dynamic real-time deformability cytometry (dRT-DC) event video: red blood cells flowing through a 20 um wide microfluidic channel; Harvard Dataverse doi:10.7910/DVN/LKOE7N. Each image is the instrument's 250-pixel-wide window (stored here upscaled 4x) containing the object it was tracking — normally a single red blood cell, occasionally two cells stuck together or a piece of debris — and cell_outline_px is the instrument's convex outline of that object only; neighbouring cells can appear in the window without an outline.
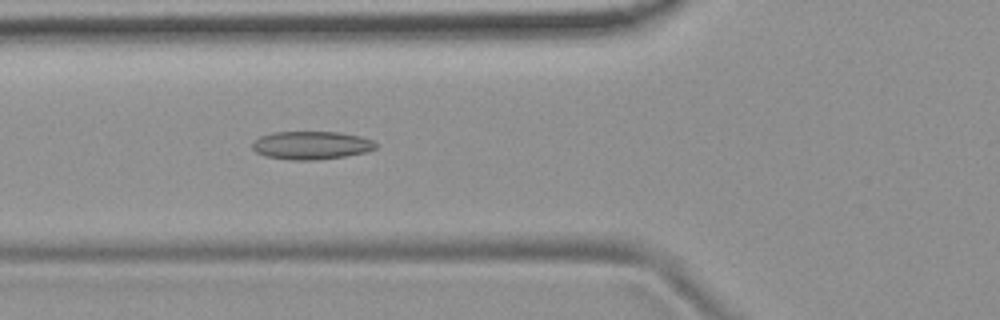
{"species": "common noctule bat (a hibernating species)", "species_latin": "Nyctalus noctula", "temperature_condition": "room temperature", "stored_images_in_passage": 51, "camera_frame_rate_fps": 3000, "um_per_image_px": 0.085, "animal": {"sex": "female", "body_mass_g": 19.9}, "frame": {"image": 1, "passage_image": 17, "time_ms": 5.333, "image_size_px": [1000, 320], "cell_outline_px": [[376, 148], [364, 152], [344, 156], [316, 160], [292, 160], [264, 156], [256, 152], [252, 148], [252, 144], [260, 136], [272, 132], [340, 132], [360, 136], [372, 140], [376, 144]], "centroid_in_image_um": [26.43, 12.35], "position_along_channel_um": 99.4, "area_um2": 20.17}}
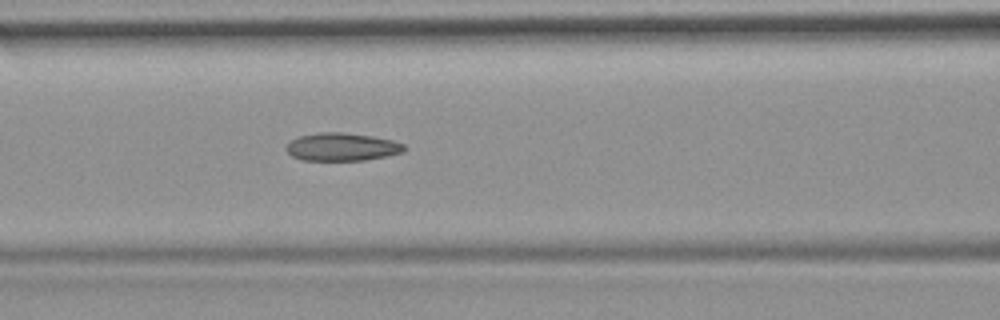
{"frame": {"image": 2, "passage_image": 20, "time_ms": 6.333, "image_size_px": [1000, 320], "cell_outline_px": [[408, 148], [404, 152], [364, 160], [304, 160], [292, 156], [284, 148], [292, 140], [300, 136], [320, 132], [344, 132], [372, 136], [392, 140], [404, 144]], "centroid_in_image_um": [29.09, 12.48], "position_along_channel_um": 137.5, "area_um2": 19.13}}
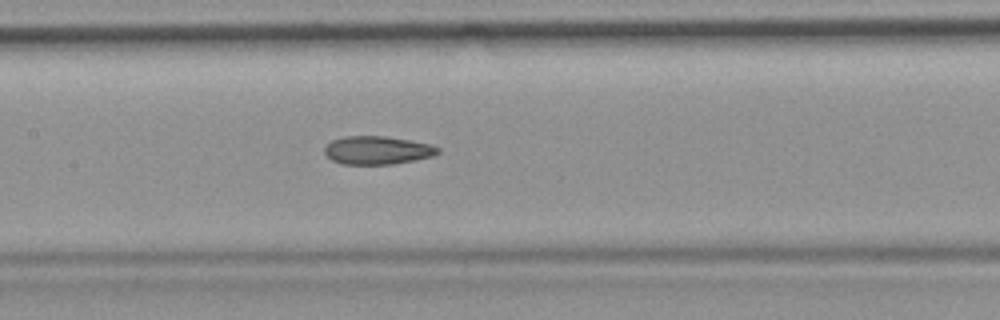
{"frame": {"image": 3, "passage_image": 23, "time_ms": 7.333, "image_size_px": [1000, 320], "cell_outline_px": [[440, 152], [432, 156], [416, 160], [392, 164], [340, 164], [332, 160], [324, 152], [324, 148], [332, 140], [344, 136], [384, 136], [432, 144], [440, 148]], "centroid_in_image_um": [32.08, 12.77], "position_along_channel_um": 175.3, "area_um2": 18.67}, "authors_computed_cell_mechanics": {"area_um2": 19.3052, "velocity_mm_per_s": 3.7897, "shape_relaxation_time_tau1_ms": null, "shape_relaxation_time_tau2_ms": 2.9585, "deformation_change_tau1": null, "deformation_change_tau2": 0.1125}}